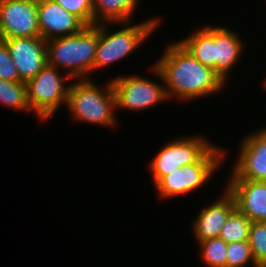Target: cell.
<instances>
[{
    "instance_id": "1",
    "label": "cell",
    "mask_w": 266,
    "mask_h": 267,
    "mask_svg": "<svg viewBox=\"0 0 266 267\" xmlns=\"http://www.w3.org/2000/svg\"><path fill=\"white\" fill-rule=\"evenodd\" d=\"M164 80L170 101H192L217 95L227 84L210 67L201 64L178 41L171 42L153 63ZM173 96V97H172Z\"/></svg>"
},
{
    "instance_id": "2",
    "label": "cell",
    "mask_w": 266,
    "mask_h": 267,
    "mask_svg": "<svg viewBox=\"0 0 266 267\" xmlns=\"http://www.w3.org/2000/svg\"><path fill=\"white\" fill-rule=\"evenodd\" d=\"M98 39L99 24H96L74 35L47 40V64L63 69L72 80L92 79Z\"/></svg>"
},
{
    "instance_id": "3",
    "label": "cell",
    "mask_w": 266,
    "mask_h": 267,
    "mask_svg": "<svg viewBox=\"0 0 266 267\" xmlns=\"http://www.w3.org/2000/svg\"><path fill=\"white\" fill-rule=\"evenodd\" d=\"M70 81L66 109L76 121L114 127L116 117V98L111 81L104 83V88L94 83V79ZM115 111V112H114Z\"/></svg>"
},
{
    "instance_id": "4",
    "label": "cell",
    "mask_w": 266,
    "mask_h": 267,
    "mask_svg": "<svg viewBox=\"0 0 266 267\" xmlns=\"http://www.w3.org/2000/svg\"><path fill=\"white\" fill-rule=\"evenodd\" d=\"M160 18L152 17L138 24L136 22L134 24V20L123 23L99 24V39L93 62V72L105 69L123 60L132 52L134 53L150 37L151 33L153 34L156 28L161 25L162 20ZM114 24L117 26L119 24L120 29L113 32L109 26L111 27ZM109 30H111V33Z\"/></svg>"
},
{
    "instance_id": "5",
    "label": "cell",
    "mask_w": 266,
    "mask_h": 267,
    "mask_svg": "<svg viewBox=\"0 0 266 267\" xmlns=\"http://www.w3.org/2000/svg\"><path fill=\"white\" fill-rule=\"evenodd\" d=\"M228 149L214 145L198 162L183 166L162 177L154 186L163 201L189 195L205 186L226 161ZM222 165V166H221ZM220 167V168H219Z\"/></svg>"
},
{
    "instance_id": "6",
    "label": "cell",
    "mask_w": 266,
    "mask_h": 267,
    "mask_svg": "<svg viewBox=\"0 0 266 267\" xmlns=\"http://www.w3.org/2000/svg\"><path fill=\"white\" fill-rule=\"evenodd\" d=\"M60 71L46 64L34 78L26 82L28 105L40 122L52 118L61 105L66 106L70 84L65 82L70 83L72 79Z\"/></svg>"
},
{
    "instance_id": "7",
    "label": "cell",
    "mask_w": 266,
    "mask_h": 267,
    "mask_svg": "<svg viewBox=\"0 0 266 267\" xmlns=\"http://www.w3.org/2000/svg\"><path fill=\"white\" fill-rule=\"evenodd\" d=\"M150 71L157 76L162 83L160 84L149 78L139 75H117L110 79L116 98V110H130L133 112L144 111L153 107L155 104L163 103L168 99L164 80L159 70L152 65ZM163 84V85H162Z\"/></svg>"
},
{
    "instance_id": "8",
    "label": "cell",
    "mask_w": 266,
    "mask_h": 267,
    "mask_svg": "<svg viewBox=\"0 0 266 267\" xmlns=\"http://www.w3.org/2000/svg\"><path fill=\"white\" fill-rule=\"evenodd\" d=\"M214 145L202 133L170 139L148 162L153 183L156 184L162 177L178 168L198 162Z\"/></svg>"
},
{
    "instance_id": "9",
    "label": "cell",
    "mask_w": 266,
    "mask_h": 267,
    "mask_svg": "<svg viewBox=\"0 0 266 267\" xmlns=\"http://www.w3.org/2000/svg\"><path fill=\"white\" fill-rule=\"evenodd\" d=\"M239 153L227 180H266V126L241 139Z\"/></svg>"
},
{
    "instance_id": "10",
    "label": "cell",
    "mask_w": 266,
    "mask_h": 267,
    "mask_svg": "<svg viewBox=\"0 0 266 267\" xmlns=\"http://www.w3.org/2000/svg\"><path fill=\"white\" fill-rule=\"evenodd\" d=\"M40 37L35 0H0V39Z\"/></svg>"
},
{
    "instance_id": "11",
    "label": "cell",
    "mask_w": 266,
    "mask_h": 267,
    "mask_svg": "<svg viewBox=\"0 0 266 267\" xmlns=\"http://www.w3.org/2000/svg\"><path fill=\"white\" fill-rule=\"evenodd\" d=\"M17 68L20 81L34 78L47 64L46 41L42 37L2 39Z\"/></svg>"
},
{
    "instance_id": "12",
    "label": "cell",
    "mask_w": 266,
    "mask_h": 267,
    "mask_svg": "<svg viewBox=\"0 0 266 267\" xmlns=\"http://www.w3.org/2000/svg\"><path fill=\"white\" fill-rule=\"evenodd\" d=\"M37 13L40 37L45 41L77 34L87 26L54 0L37 1Z\"/></svg>"
},
{
    "instance_id": "13",
    "label": "cell",
    "mask_w": 266,
    "mask_h": 267,
    "mask_svg": "<svg viewBox=\"0 0 266 267\" xmlns=\"http://www.w3.org/2000/svg\"><path fill=\"white\" fill-rule=\"evenodd\" d=\"M223 189L212 204L201 208L191 224L197 242L218 238L229 215L236 209L233 196Z\"/></svg>"
},
{
    "instance_id": "14",
    "label": "cell",
    "mask_w": 266,
    "mask_h": 267,
    "mask_svg": "<svg viewBox=\"0 0 266 267\" xmlns=\"http://www.w3.org/2000/svg\"><path fill=\"white\" fill-rule=\"evenodd\" d=\"M236 209L251 222H266V184L263 181L226 180Z\"/></svg>"
},
{
    "instance_id": "15",
    "label": "cell",
    "mask_w": 266,
    "mask_h": 267,
    "mask_svg": "<svg viewBox=\"0 0 266 267\" xmlns=\"http://www.w3.org/2000/svg\"><path fill=\"white\" fill-rule=\"evenodd\" d=\"M243 39L235 30L228 27H214V52L216 59V73L227 84L233 67L241 61L240 57L245 50Z\"/></svg>"
},
{
    "instance_id": "16",
    "label": "cell",
    "mask_w": 266,
    "mask_h": 267,
    "mask_svg": "<svg viewBox=\"0 0 266 267\" xmlns=\"http://www.w3.org/2000/svg\"><path fill=\"white\" fill-rule=\"evenodd\" d=\"M178 42L201 64L212 68L216 72V59L214 52V26L197 29L189 36Z\"/></svg>"
},
{
    "instance_id": "17",
    "label": "cell",
    "mask_w": 266,
    "mask_h": 267,
    "mask_svg": "<svg viewBox=\"0 0 266 267\" xmlns=\"http://www.w3.org/2000/svg\"><path fill=\"white\" fill-rule=\"evenodd\" d=\"M94 25L130 22L141 0H92ZM133 18V19H132Z\"/></svg>"
},
{
    "instance_id": "18",
    "label": "cell",
    "mask_w": 266,
    "mask_h": 267,
    "mask_svg": "<svg viewBox=\"0 0 266 267\" xmlns=\"http://www.w3.org/2000/svg\"><path fill=\"white\" fill-rule=\"evenodd\" d=\"M0 104L20 112H31L27 102L26 83L0 79Z\"/></svg>"
},
{
    "instance_id": "19",
    "label": "cell",
    "mask_w": 266,
    "mask_h": 267,
    "mask_svg": "<svg viewBox=\"0 0 266 267\" xmlns=\"http://www.w3.org/2000/svg\"><path fill=\"white\" fill-rule=\"evenodd\" d=\"M251 223L244 214L235 209L223 225L219 238L223 239L227 244L248 241Z\"/></svg>"
},
{
    "instance_id": "20",
    "label": "cell",
    "mask_w": 266,
    "mask_h": 267,
    "mask_svg": "<svg viewBox=\"0 0 266 267\" xmlns=\"http://www.w3.org/2000/svg\"><path fill=\"white\" fill-rule=\"evenodd\" d=\"M200 258L206 267H226L227 243L221 238H212L197 243Z\"/></svg>"
},
{
    "instance_id": "21",
    "label": "cell",
    "mask_w": 266,
    "mask_h": 267,
    "mask_svg": "<svg viewBox=\"0 0 266 267\" xmlns=\"http://www.w3.org/2000/svg\"><path fill=\"white\" fill-rule=\"evenodd\" d=\"M249 245L258 267L266 266V222H252L249 229Z\"/></svg>"
},
{
    "instance_id": "22",
    "label": "cell",
    "mask_w": 266,
    "mask_h": 267,
    "mask_svg": "<svg viewBox=\"0 0 266 267\" xmlns=\"http://www.w3.org/2000/svg\"><path fill=\"white\" fill-rule=\"evenodd\" d=\"M226 267H258L253 260L248 241L231 242L227 244Z\"/></svg>"
},
{
    "instance_id": "23",
    "label": "cell",
    "mask_w": 266,
    "mask_h": 267,
    "mask_svg": "<svg viewBox=\"0 0 266 267\" xmlns=\"http://www.w3.org/2000/svg\"><path fill=\"white\" fill-rule=\"evenodd\" d=\"M66 11L80 18L87 26L94 25L92 0H54Z\"/></svg>"
},
{
    "instance_id": "24",
    "label": "cell",
    "mask_w": 266,
    "mask_h": 267,
    "mask_svg": "<svg viewBox=\"0 0 266 267\" xmlns=\"http://www.w3.org/2000/svg\"><path fill=\"white\" fill-rule=\"evenodd\" d=\"M0 79L7 81H20L16 66L10 56L5 42L0 39Z\"/></svg>"
},
{
    "instance_id": "25",
    "label": "cell",
    "mask_w": 266,
    "mask_h": 267,
    "mask_svg": "<svg viewBox=\"0 0 266 267\" xmlns=\"http://www.w3.org/2000/svg\"><path fill=\"white\" fill-rule=\"evenodd\" d=\"M266 77V76H265ZM265 80L263 81V88H265L266 89V78H264Z\"/></svg>"
}]
</instances>
